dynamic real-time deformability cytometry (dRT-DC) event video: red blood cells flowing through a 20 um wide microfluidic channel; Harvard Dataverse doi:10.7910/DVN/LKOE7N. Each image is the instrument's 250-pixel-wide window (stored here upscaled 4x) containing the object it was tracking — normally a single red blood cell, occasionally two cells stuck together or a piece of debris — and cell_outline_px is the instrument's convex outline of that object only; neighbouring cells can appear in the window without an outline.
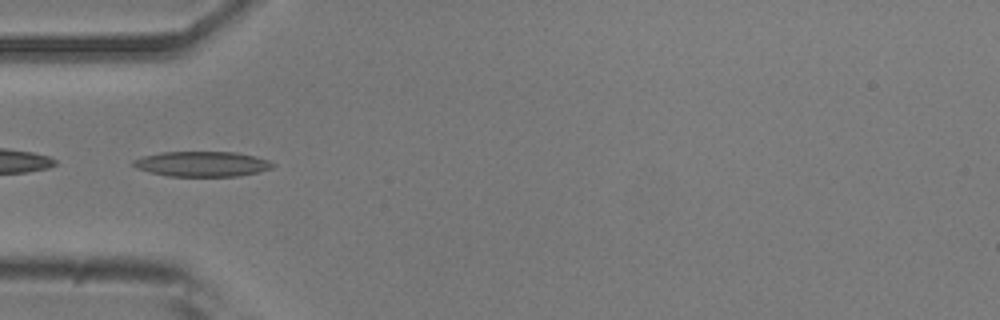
{"species": "common noctule bat (a hibernating species)", "species_latin": "Nyctalus noctula", "temperature_condition": "room temperature", "stored_images_in_passage": 43, "camera_frame_rate_fps": 3000, "um_per_image_px": 0.085, "animal": {"sex": "male", "body_mass_g": 20.5, "forearm_length_mm": 52.5}, "frame": {"image": 1, "passage_image": 7, "time_ms": 2.0, "image_size_px": [1000, 320], "cell_outline_px": [[276, 164], [272, 168], [256, 172], [236, 176], [168, 176], [148, 172], [136, 168], [132, 164], [132, 160], [144, 156], [160, 152], [236, 152], [256, 156], [268, 160]], "centroid_in_image_um": [17.16, 13.93], "position_along_channel_um": 67.8, "area_um2": 20.46}}
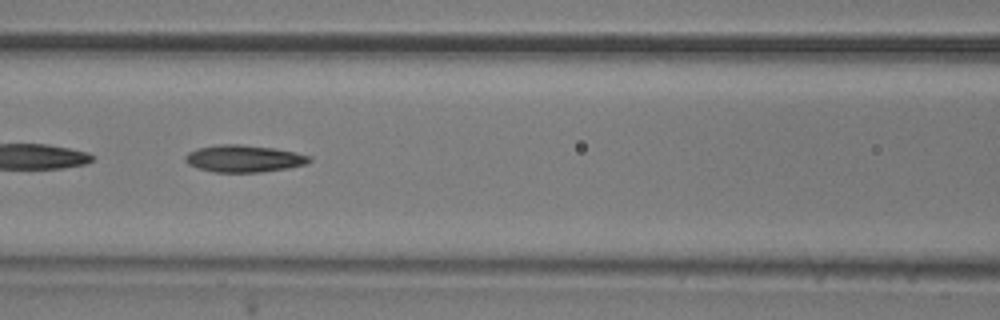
{"frame": {"image": 2, "passage_image": 13, "time_ms": 4.0, "image_size_px": [1000, 320], "cell_outline_px": [[312, 160], [308, 164], [288, 168], [260, 172], [212, 172], [196, 168], [188, 164], [184, 160], [184, 156], [188, 152], [200, 148], [220, 144], [240, 144], [272, 148], [296, 152], [312, 156]], "centroid_in_image_um": [20.74, 13.49], "position_along_channel_um": 145.9, "area_um2": 19.71}}
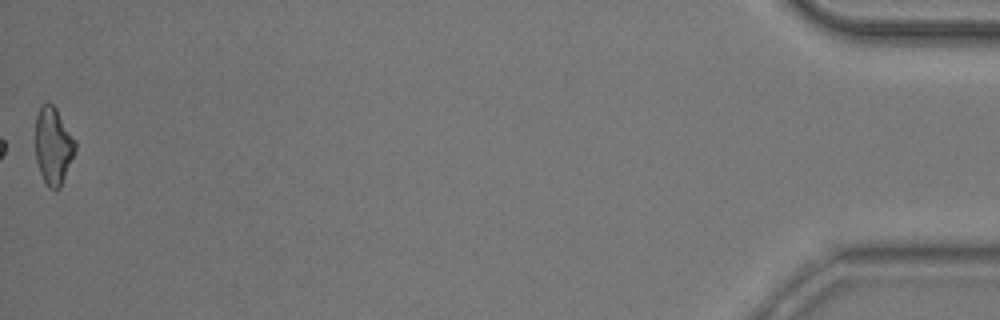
{"frame": {"image": 3, "passage_image": 43, "time_ms": 14.0, "image_size_px": [1000, 320], "cell_outline_px": [[76, 152], [60, 188], [48, 188], [40, 172], [36, 160], [36, 116], [40, 108], [44, 104], [52, 104], [56, 108], [76, 140]], "centroid_in_image_um": [4.55, 12.41], "position_along_channel_um": 430.7, "area_um2": 17.86}, "authors_computed_cell_mechanics": {"area_um2": 18.9584, "velocity_mm_per_s": 3.8382, "shape_relaxation_time_tau1_ms": null, "shape_relaxation_time_tau2_ms": 5.4119, "deformation_change_tau1": null, "deformation_change_tau2": 0.163}}